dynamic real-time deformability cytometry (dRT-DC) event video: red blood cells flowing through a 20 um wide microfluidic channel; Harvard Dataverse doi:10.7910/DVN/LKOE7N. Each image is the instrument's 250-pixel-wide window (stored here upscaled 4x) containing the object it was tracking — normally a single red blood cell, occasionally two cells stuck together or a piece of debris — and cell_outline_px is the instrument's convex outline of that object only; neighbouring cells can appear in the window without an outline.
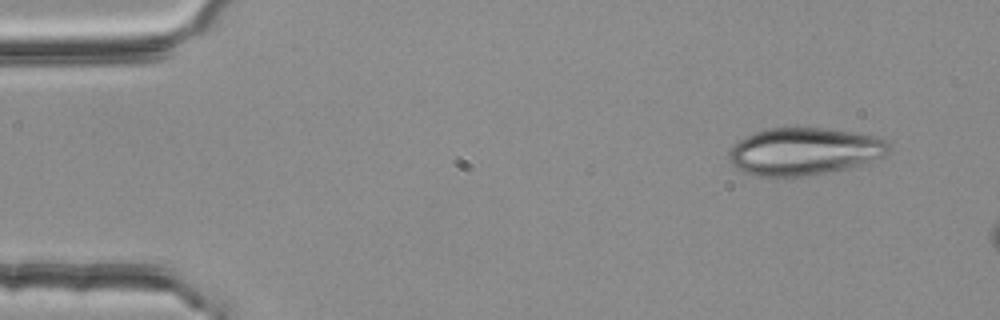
{"species": "common noctule bat (a hibernating species)", "species_latin": "Nyctalus noctula", "temperature_condition": "room temperature", "stored_images_in_passage": 3, "camera_frame_rate_fps": 3000, "um_per_image_px": 0.085, "animal": {"sex": "female", "body_mass_g": 25.1}, "frame": {"image": 1, "passage_image": 1, "time_ms": 0.0, "image_size_px": [1000, 320], "cell_outline_px": [[888, 152], [884, 156], [860, 164], [844, 168], [824, 172], [800, 176], [756, 176], [744, 172], [736, 168], [728, 160], [728, 152], [740, 140], [756, 132], [768, 128], [824, 128], [876, 136], [884, 140], [888, 144]], "centroid_in_image_um": [68.31, 12.86], "position_along_channel_um": 16.7, "area_um2": 43.35}}